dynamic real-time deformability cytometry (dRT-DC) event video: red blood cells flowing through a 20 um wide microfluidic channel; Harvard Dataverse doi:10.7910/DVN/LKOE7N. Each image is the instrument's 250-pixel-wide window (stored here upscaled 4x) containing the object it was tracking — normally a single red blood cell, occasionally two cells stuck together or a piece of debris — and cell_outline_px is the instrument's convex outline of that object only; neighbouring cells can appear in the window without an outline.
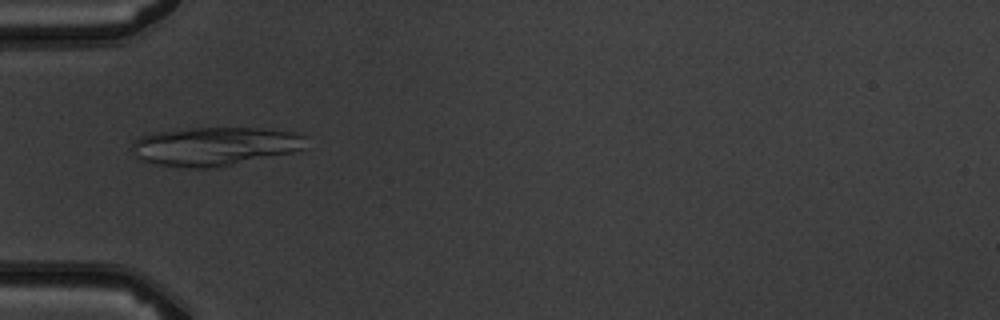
{"species": "common noctule bat (a hibernating species)", "species_latin": "Nyctalus noctula", "temperature_condition": "warm", "stored_images_in_passage": 1, "camera_frame_rate_fps": 3000, "um_per_image_px": 0.085, "animal": {"sex": "male", "body_mass_g": 19.5, "forearm_length_mm": 54.6}, "frame": {"image": 1, "passage_image": 1, "time_ms": 0.0, "image_size_px": [1000, 320], "cell_outline_px": [[308, 148], [292, 152], [216, 168], [188, 168], [160, 164], [140, 160], [136, 156], [132, 148], [132, 140], [140, 136], [152, 132], [192, 128], [260, 128], [292, 132], [304, 136]], "centroid_in_image_um": [18.24, 12.43], "position_along_channel_um": 66.8, "area_um2": 39.3}}